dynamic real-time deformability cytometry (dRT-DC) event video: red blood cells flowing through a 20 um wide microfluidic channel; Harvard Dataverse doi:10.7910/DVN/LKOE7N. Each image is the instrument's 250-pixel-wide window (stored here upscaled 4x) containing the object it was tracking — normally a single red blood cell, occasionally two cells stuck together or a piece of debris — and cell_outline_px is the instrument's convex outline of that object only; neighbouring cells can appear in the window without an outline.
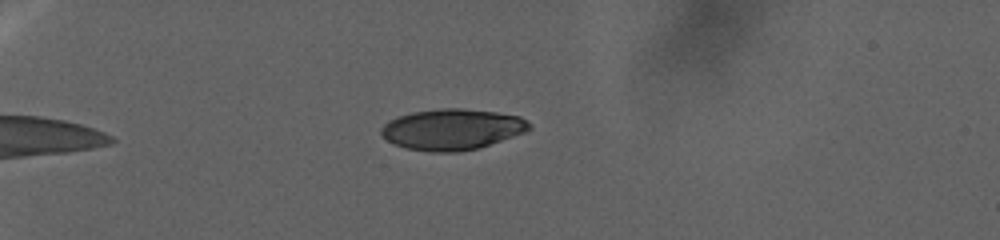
{"species": "human", "species_latin": "Homo sapiens", "temperature_condition": "warm", "stored_images_in_passage": 110, "camera_frame_rate_fps": 3000, "um_per_image_px": 0.085, "donor": {"sex": "female"}, "frame": {"image": 1, "passage_image": 1, "time_ms": 0.0, "image_size_px": [1000, 240], "cell_outline_px": [[532, 128], [524, 132], [480, 148], [460, 152], [432, 152], [404, 148], [388, 140], [380, 132], [380, 128], [388, 120], [396, 116], [412, 112], [440, 108], [464, 108], [496, 112], [520, 116], [532, 124]], "centroid_in_image_um": [38.43, 10.99], "position_along_channel_um": 46.6, "area_um2": 35.55}}
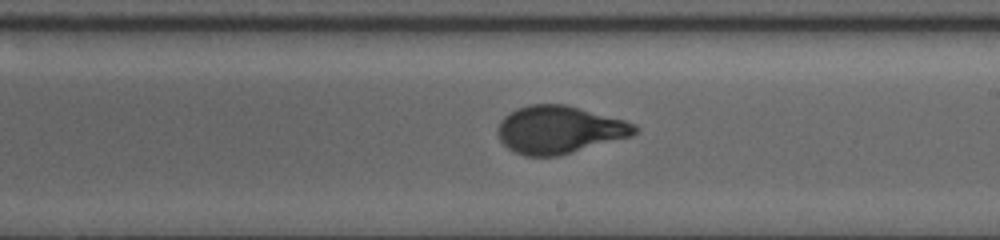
{"frame": {"image": 2, "passage_image": 62, "time_ms": 16.333, "image_size_px": [1000, 240], "cell_outline_px": [[640, 128], [632, 136], [560, 156], [524, 156], [512, 152], [500, 140], [496, 132], [496, 128], [500, 120], [508, 112], [516, 108], [528, 104], [568, 104], [624, 120], [636, 124]], "centroid_in_image_um": [47.52, 11.02], "position_along_channel_um": 241.5, "area_um2": 38.67}}
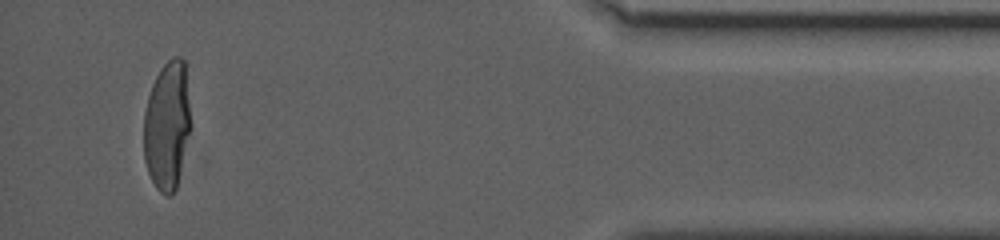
{"frame": {"image": 3, "passage_image": 104, "time_ms": 30.333, "image_size_px": [1000, 240], "cell_outline_px": [[192, 124], [176, 188], [172, 196], [164, 196], [156, 188], [148, 172], [144, 160], [144, 112], [148, 96], [152, 84], [160, 68], [172, 56], [180, 56], [184, 60]], "centroid_in_image_um": [14.21, 10.67], "position_along_channel_um": 421.0, "area_um2": 35.6}}